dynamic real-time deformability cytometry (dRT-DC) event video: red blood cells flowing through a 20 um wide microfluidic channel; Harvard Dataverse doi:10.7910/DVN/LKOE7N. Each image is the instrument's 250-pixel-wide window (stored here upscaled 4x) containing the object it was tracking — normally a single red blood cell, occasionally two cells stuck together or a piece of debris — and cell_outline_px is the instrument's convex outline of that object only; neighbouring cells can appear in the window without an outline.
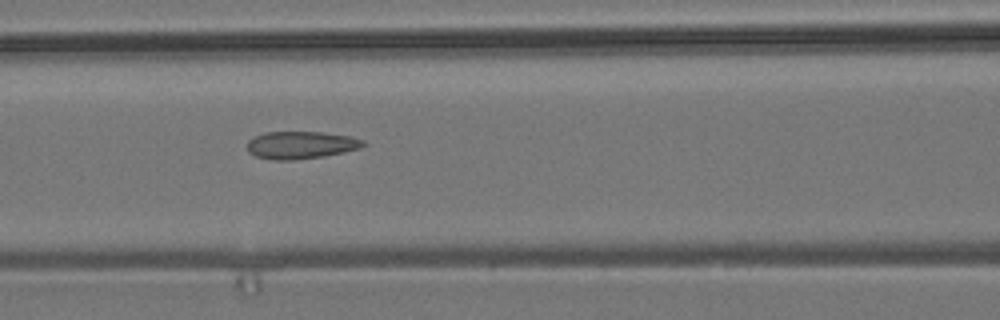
{"species": "common noctule bat (a hibernating species)", "species_latin": "Nyctalus noctula", "temperature_condition": "room temperature", "stored_images_in_passage": 5, "camera_frame_rate_fps": 3000, "um_per_image_px": 0.085, "animal": {"sex": "male", "body_mass_g": 19.2, "forearm_length_mm": 51.8}, "frame": {"image": 1, "passage_image": 5, "time_ms": 5.333, "image_size_px": [1000, 320], "cell_outline_px": [[368, 144], [360, 148], [344, 152], [324, 156], [292, 160], [272, 160], [256, 156], [248, 152], [248, 140], [264, 132], [320, 132], [352, 136], [364, 140]], "centroid_in_image_um": [25.61, 12.33], "position_along_channel_um": 141.0, "area_um2": 18.67}}